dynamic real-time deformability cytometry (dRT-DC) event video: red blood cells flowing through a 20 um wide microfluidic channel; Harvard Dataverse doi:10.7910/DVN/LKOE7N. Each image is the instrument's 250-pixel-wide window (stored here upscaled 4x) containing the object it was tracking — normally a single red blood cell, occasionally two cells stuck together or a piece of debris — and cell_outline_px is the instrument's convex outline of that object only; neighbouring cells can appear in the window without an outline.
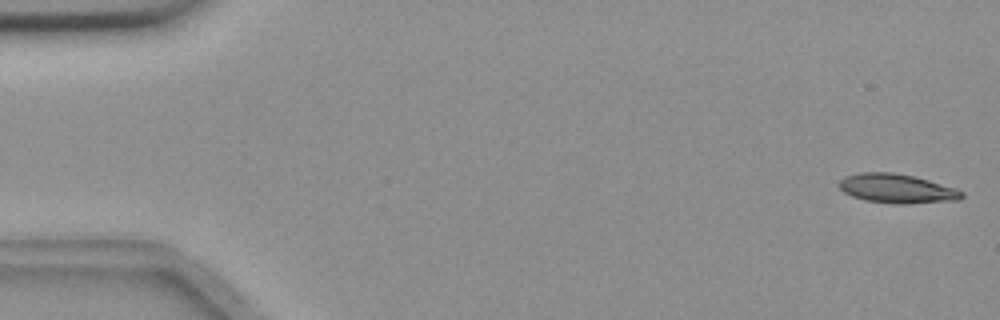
{"species": "common noctule bat (a hibernating species)", "species_latin": "Nyctalus noctula", "temperature_condition": "room temperature", "stored_images_in_passage": 55, "camera_frame_rate_fps": 3000, "um_per_image_px": 0.085, "animal": {"sex": "female", "body_mass_g": 18.4}, "frame": {"image": 1, "passage_image": 1, "time_ms": 0.0, "image_size_px": [1000, 320], "cell_outline_px": [[964, 196], [960, 200], [900, 204], [864, 200], [852, 196], [844, 192], [840, 188], [840, 180], [844, 176], [860, 172], [892, 172], [912, 176], [928, 180], [964, 192]], "centroid_in_image_um": [76.21, 16.02], "position_along_channel_um": 8.8, "area_um2": 20.58}}
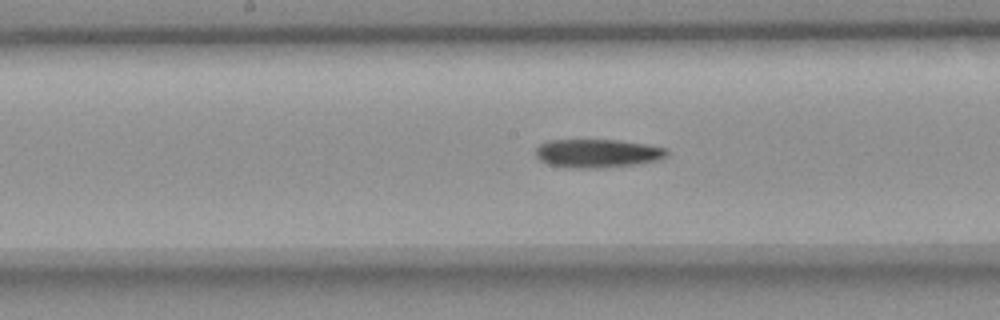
{"frame": {"image": 2, "passage_image": 28, "time_ms": 9.0, "image_size_px": [1000, 320], "cell_outline_px": [[668, 156], [660, 160], [636, 164], [596, 168], [568, 168], [548, 164], [540, 160], [536, 156], [536, 148], [540, 144], [548, 140], [616, 140], [644, 144], [668, 148]], "centroid_in_image_um": [50.79, 13.04], "position_along_channel_um": 197.4, "area_um2": 21.85}}
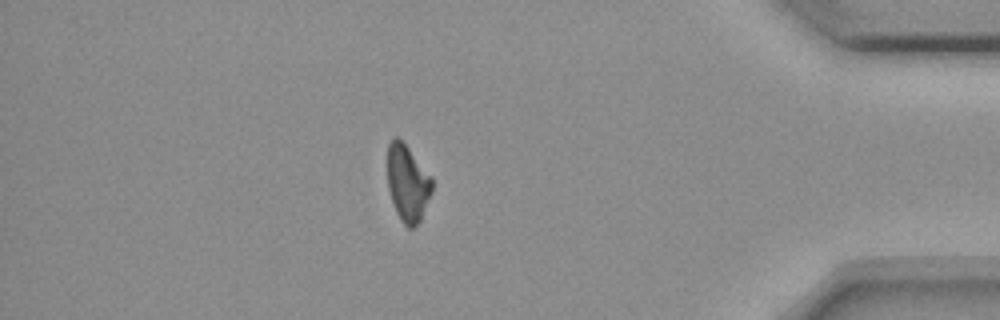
{"frame": {"image": 3, "passage_image": 48, "time_ms": 15.667, "image_size_px": [1000, 320], "cell_outline_px": [[432, 192], [420, 220], [412, 228], [408, 228], [400, 220], [396, 212], [388, 188], [388, 144], [396, 136], [408, 148], [432, 176]], "centroid_in_image_um": [34.65, 15.59], "position_along_channel_um": 400.5, "area_um2": 19.65}}